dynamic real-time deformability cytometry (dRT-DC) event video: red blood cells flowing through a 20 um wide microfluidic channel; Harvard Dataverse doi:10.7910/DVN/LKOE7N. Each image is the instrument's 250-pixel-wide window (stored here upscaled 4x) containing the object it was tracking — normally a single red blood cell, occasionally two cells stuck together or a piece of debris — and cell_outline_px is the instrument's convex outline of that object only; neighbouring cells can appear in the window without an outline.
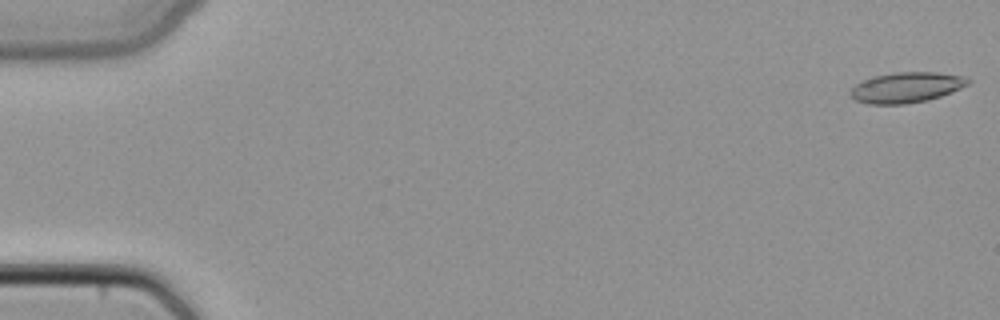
{"species": "common noctule bat (a hibernating species)", "species_latin": "Nyctalus noctula", "temperature_condition": "cold", "stored_images_in_passage": 48, "camera_frame_rate_fps": 3000, "um_per_image_px": 0.085, "animal": {"sex": "female", "body_mass_g": 22.7, "forearm_length_mm": 54.2}, "frame": {"image": 1, "passage_image": 1, "time_ms": 0.0, "image_size_px": [1000, 320], "cell_outline_px": [[972, 80], [968, 84], [960, 88], [940, 96], [928, 100], [904, 104], [868, 104], [856, 100], [848, 92], [860, 80], [872, 76], [896, 72], [936, 72], [968, 76]], "centroid_in_image_um": [77.04, 7.42], "position_along_channel_um": 8.0, "area_um2": 21.04}}
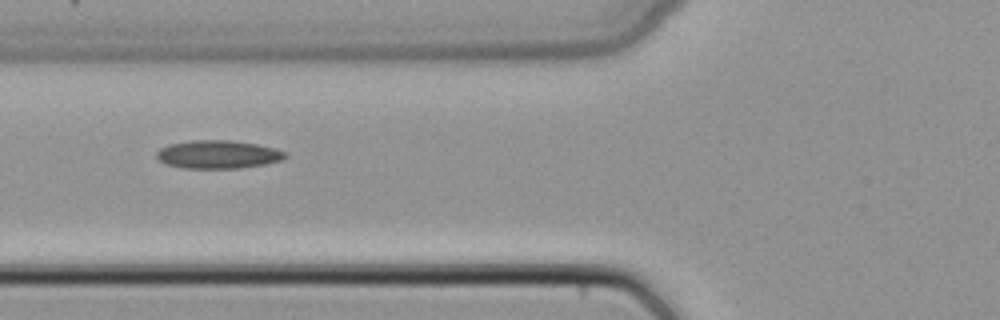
{"frame": {"image": 2, "passage_image": 19, "time_ms": 6.0, "image_size_px": [1000, 320], "cell_outline_px": [[288, 156], [280, 160], [264, 164], [240, 168], [180, 168], [164, 164], [156, 156], [156, 152], [160, 148], [168, 144], [192, 140], [232, 140], [256, 144], [276, 148], [288, 152]], "centroid_in_image_um": [18.52, 13.12], "position_along_channel_um": 107.3, "area_um2": 21.33}}
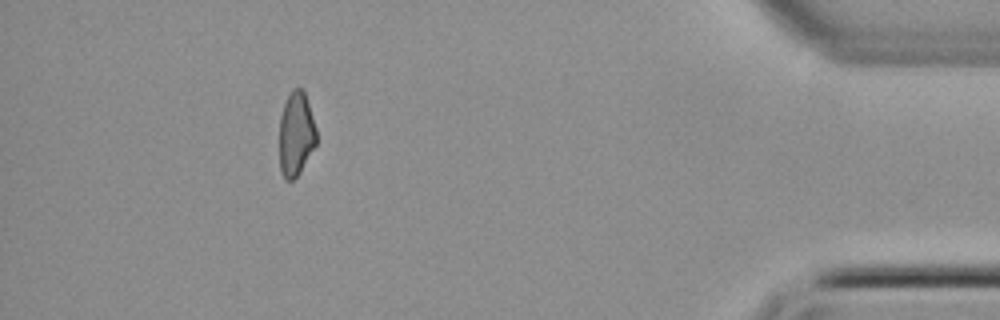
{"frame": {"image": 3, "passage_image": 44, "time_ms": 14.333, "image_size_px": [1000, 320], "cell_outline_px": [[316, 144], [300, 172], [292, 180], [284, 180], [280, 172], [280, 116], [284, 104], [292, 88], [304, 88], [316, 128]], "centroid_in_image_um": [25.16, 11.38], "position_along_channel_um": 410.0, "area_um2": 18.21}}